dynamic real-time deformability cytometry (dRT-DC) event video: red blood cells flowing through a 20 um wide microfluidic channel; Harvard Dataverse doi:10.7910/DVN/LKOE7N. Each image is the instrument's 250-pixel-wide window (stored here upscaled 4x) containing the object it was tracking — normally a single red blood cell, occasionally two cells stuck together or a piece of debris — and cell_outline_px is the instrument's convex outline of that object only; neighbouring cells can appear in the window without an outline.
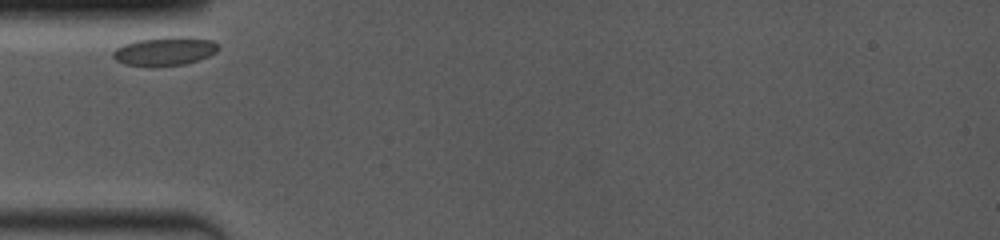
{"species": "common noctule bat (a hibernating species)", "species_latin": "Nyctalus noctula", "temperature_condition": "room temperature", "stored_images_in_passage": 56, "camera_frame_rate_fps": 4000, "um_per_image_px": 0.085, "animal": {"sex": "female", "body_mass_g": 19.0, "forearm_length_mm": 53.3}, "frame": {"image": 1, "passage_image": 1, "time_ms": 0.0, "image_size_px": [1000, 240], "cell_outline_px": [[220, 48], [216, 52], [208, 56], [184, 64], [156, 68], [148, 68], [124, 64], [116, 60], [112, 56], [112, 52], [116, 48], [124, 44], [136, 40], [164, 36], [188, 36], [212, 40]], "centroid_in_image_um": [13.97, 4.36], "position_along_channel_um": 71.0, "area_um2": 18.15}}
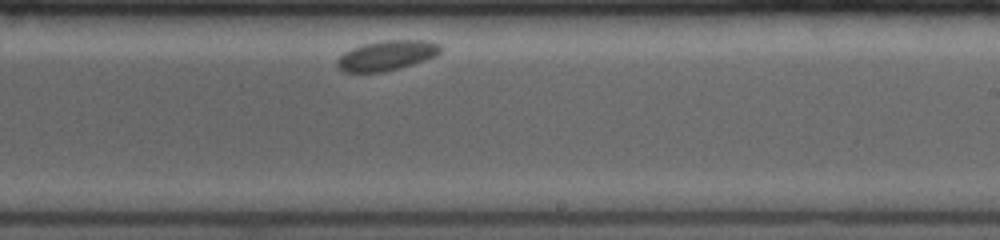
{"frame": {"image": 2, "passage_image": 29, "time_ms": 5.5, "image_size_px": [1000, 240], "cell_outline_px": [[444, 48], [436, 56], [412, 64], [384, 72], [344, 72], [336, 64], [336, 60], [344, 52], [352, 48], [364, 44], [384, 40], [428, 40], [440, 44]], "centroid_in_image_um": [32.9, 4.7], "position_along_channel_um": 256.1, "area_um2": 18.03}}
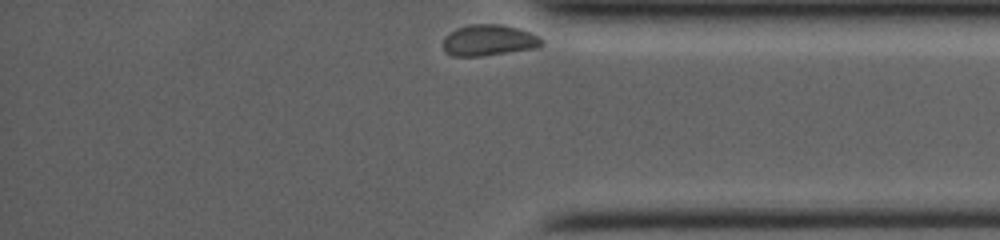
{"frame": {"image": 3, "passage_image": 56, "time_ms": 9.5, "image_size_px": [1000, 240], "cell_outline_px": [[544, 44], [540, 48], [480, 56], [452, 56], [444, 52], [444, 36], [456, 28], [468, 24], [500, 24], [516, 28], [540, 36], [544, 40]], "centroid_in_image_um": [41.57, 3.43], "position_along_channel_um": 393.6, "area_um2": 18.09}}